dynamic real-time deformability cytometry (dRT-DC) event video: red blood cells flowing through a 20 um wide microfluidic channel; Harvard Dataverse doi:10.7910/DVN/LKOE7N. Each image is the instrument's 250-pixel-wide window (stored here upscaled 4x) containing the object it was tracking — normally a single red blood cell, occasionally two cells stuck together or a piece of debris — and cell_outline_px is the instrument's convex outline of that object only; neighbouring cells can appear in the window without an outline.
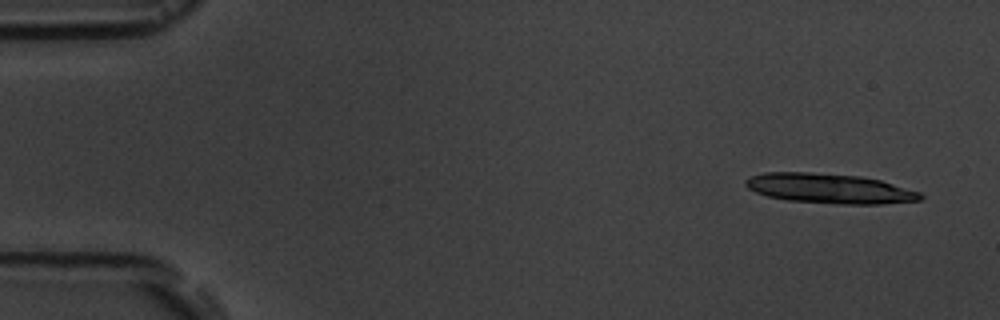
{"species": "common noctule bat (a hibernating species)", "species_latin": "Nyctalus noctula", "temperature_condition": "room temperature", "stored_images_in_passage": 6, "camera_frame_rate_fps": 3000, "um_per_image_px": 0.085, "animal": {"sex": "male", "body_mass_g": 19.5, "forearm_length_mm": 54.6}, "frame": {"image": 1, "passage_image": 1, "time_ms": 0.0, "image_size_px": [1000, 320], "cell_outline_px": [[924, 196], [920, 200], [880, 204], [840, 204], [788, 200], [768, 196], [756, 192], [748, 188], [744, 184], [744, 180], [752, 176], [764, 172], [812, 172], [860, 176], [880, 180], [920, 192]], "centroid_in_image_um": [70.49, 16.02], "position_along_channel_um": 14.5, "area_um2": 30.29}}
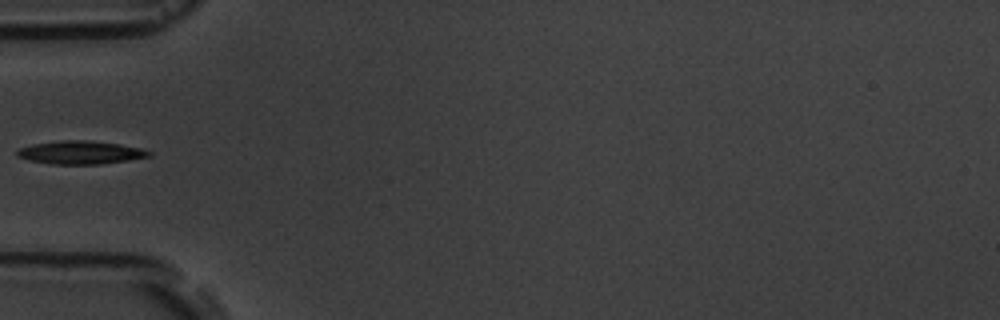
{"frame": {"image": 2, "passage_image": 5, "time_ms": 5.333, "image_size_px": [1000, 320], "cell_outline_px": [[152, 156], [128, 160], [100, 164], [52, 164], [28, 160], [16, 156], [16, 152], [20, 148], [32, 144], [64, 140], [92, 140], [120, 144], [140, 148], [152, 152]], "centroid_in_image_um": [6.85, 12.96], "position_along_channel_um": 78.2, "area_um2": 17.86}}
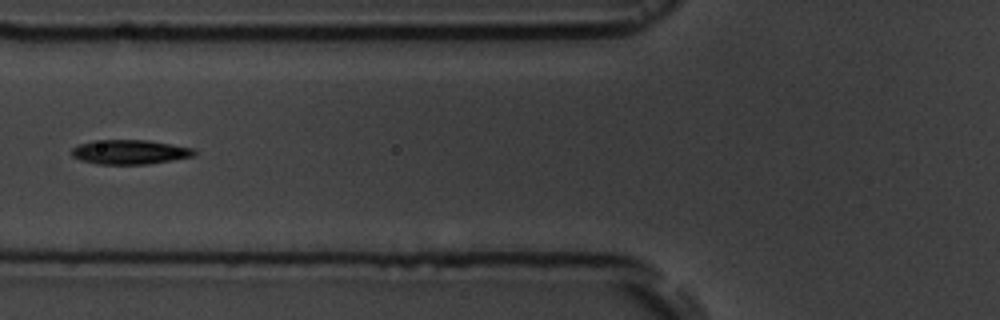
{"frame": {"image": 3, "passage_image": 6, "time_ms": 6.333, "image_size_px": [1000, 320], "cell_outline_px": [[196, 156], [148, 164], [96, 164], [80, 160], [72, 156], [72, 148], [80, 144], [92, 140], [148, 140], [196, 148]], "centroid_in_image_um": [11.07, 12.92], "position_along_channel_um": 114.7, "area_um2": 17.63}}